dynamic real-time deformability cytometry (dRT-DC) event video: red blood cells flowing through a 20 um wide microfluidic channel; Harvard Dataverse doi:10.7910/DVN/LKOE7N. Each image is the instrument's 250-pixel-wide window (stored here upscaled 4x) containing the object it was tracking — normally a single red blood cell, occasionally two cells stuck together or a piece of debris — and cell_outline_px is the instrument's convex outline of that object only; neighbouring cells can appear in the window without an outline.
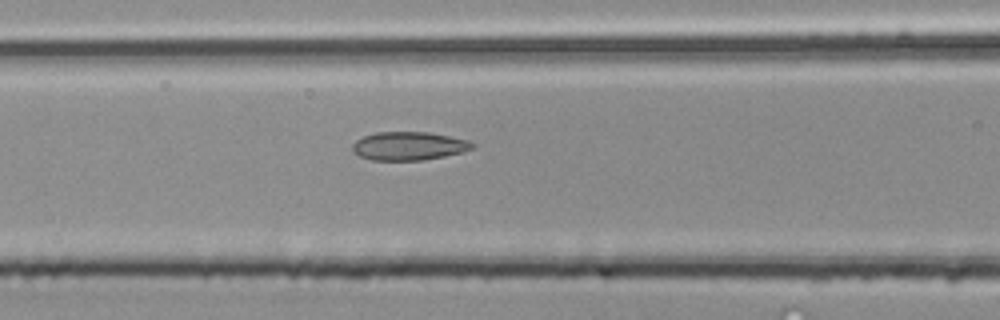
{"species": "common noctule bat (a hibernating species)", "species_latin": "Nyctalus noctula", "temperature_condition": "room temperature", "stored_images_in_passage": 25, "camera_frame_rate_fps": 3000, "um_per_image_px": 0.085, "animal": {"sex": "male", "body_mass_g": 20.4}, "frame": {"image": 1, "passage_image": 5, "time_ms": 1.333, "image_size_px": [1000, 320], "cell_outline_px": [[476, 144], [472, 148], [460, 152], [444, 156], [420, 160], [372, 160], [360, 156], [352, 152], [352, 144], [356, 140], [364, 136], [376, 132], [428, 132], [468, 140]], "centroid_in_image_um": [34.71, 12.4], "position_along_channel_um": 131.9, "area_um2": 19.71}}
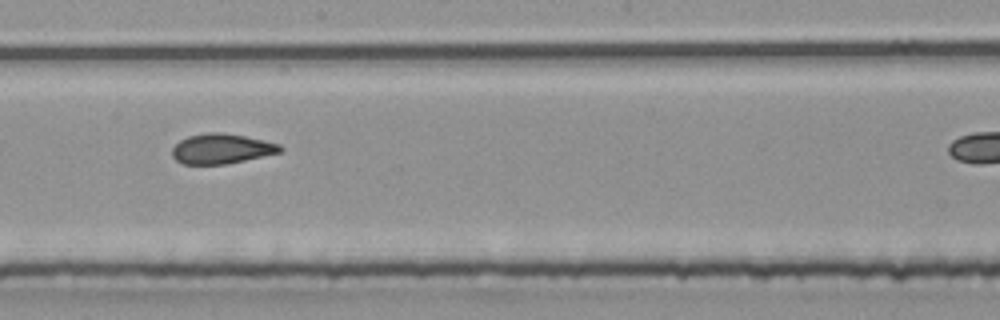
{"frame": {"image": 2, "passage_image": 12, "time_ms": 3.667, "image_size_px": [1000, 320], "cell_outline_px": [[284, 152], [224, 164], [184, 164], [176, 160], [172, 156], [172, 148], [180, 140], [188, 136], [208, 132], [220, 132], [244, 136], [264, 140], [280, 144], [284, 148]], "centroid_in_image_um": [18.85, 12.64], "position_along_channel_um": 229.3, "area_um2": 18.9}}
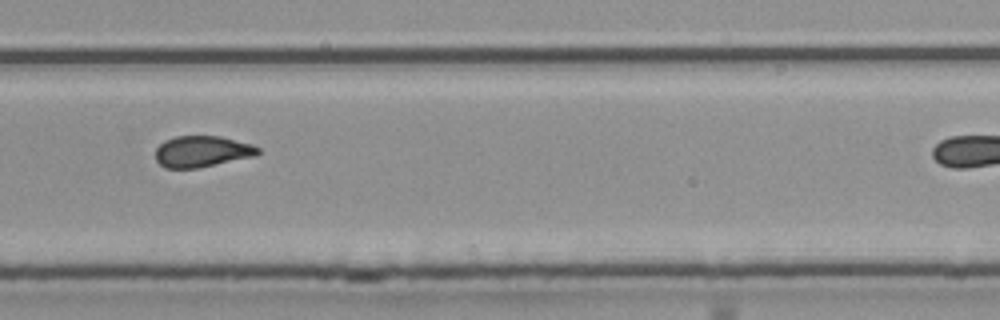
{"frame": {"image": 3, "passage_image": 18, "time_ms": 5.667, "image_size_px": [1000, 320], "cell_outline_px": [[260, 152], [256, 156], [196, 168], [164, 168], [156, 160], [156, 148], [164, 140], [176, 136], [220, 136], [252, 144], [260, 148]], "centroid_in_image_um": [17.17, 12.87], "position_along_channel_um": 312.6, "area_um2": 18.67}}